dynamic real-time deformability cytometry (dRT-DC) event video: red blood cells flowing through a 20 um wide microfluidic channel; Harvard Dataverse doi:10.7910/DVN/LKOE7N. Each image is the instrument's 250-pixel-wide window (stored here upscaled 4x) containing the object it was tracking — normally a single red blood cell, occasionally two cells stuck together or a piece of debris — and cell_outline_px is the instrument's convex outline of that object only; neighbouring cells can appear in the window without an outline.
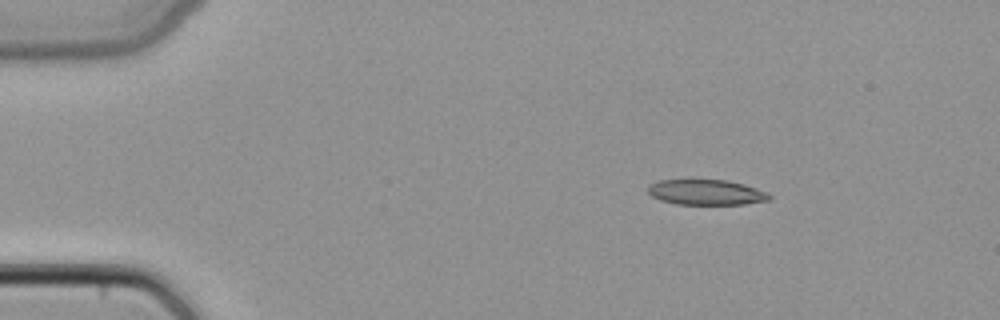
{"species": "common noctule bat (a hibernating species)", "species_latin": "Nyctalus noctula", "temperature_condition": "cold", "stored_images_in_passage": 48, "camera_frame_rate_fps": 3000, "um_per_image_px": 0.085, "animal": {"sex": "female", "body_mass_g": 22.7, "forearm_length_mm": 54.2}, "frame": {"image": 1, "passage_image": 7, "time_ms": 2.0, "image_size_px": [1000, 320], "cell_outline_px": [[772, 196], [768, 200], [744, 204], [676, 204], [660, 200], [652, 196], [648, 192], [648, 184], [656, 180], [728, 180], [744, 184], [768, 192]], "centroid_in_image_um": [60.01, 16.34], "position_along_channel_um": 25.0, "area_um2": 17.98}}
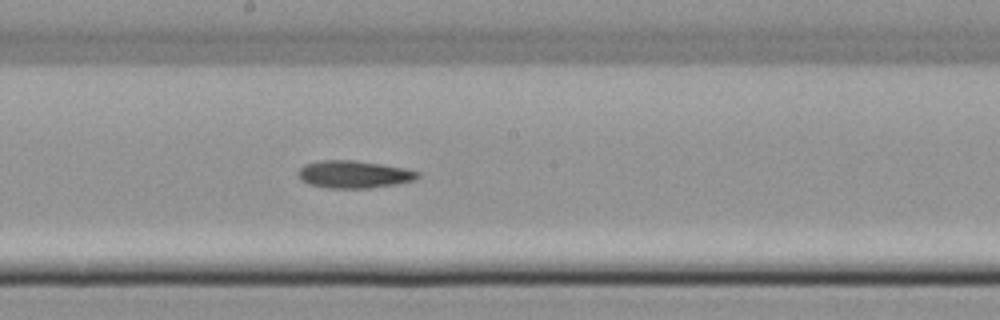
{"frame": {"image": 2, "passage_image": 26, "time_ms": 8.333, "image_size_px": [1000, 320], "cell_outline_px": [[420, 176], [416, 180], [396, 184], [368, 188], [328, 188], [308, 184], [296, 172], [304, 164], [320, 160], [356, 160], [404, 168], [420, 172]], "centroid_in_image_um": [30.09, 14.81], "position_along_channel_um": 218.1, "area_um2": 19.13}}
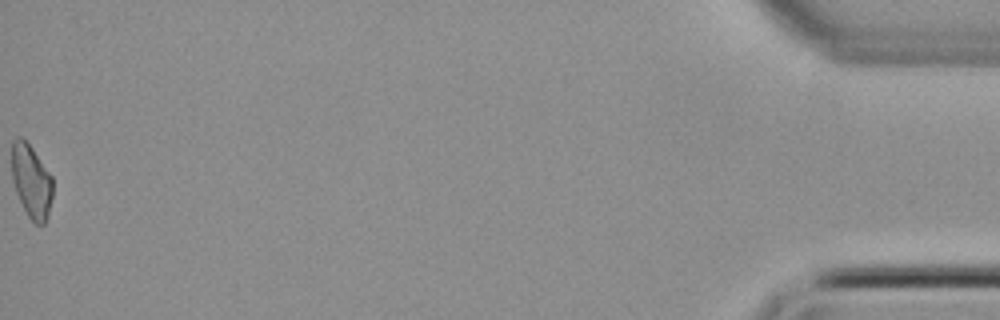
{"frame": {"image": 3, "passage_image": 48, "time_ms": 15.667, "image_size_px": [1000, 320], "cell_outline_px": [[52, 196], [48, 216], [44, 224], [36, 224], [28, 216], [16, 192], [12, 180], [12, 140], [16, 136], [20, 136], [32, 148], [52, 176]], "centroid_in_image_um": [2.66, 15.39], "position_along_channel_um": 432.5, "area_um2": 17.4}}